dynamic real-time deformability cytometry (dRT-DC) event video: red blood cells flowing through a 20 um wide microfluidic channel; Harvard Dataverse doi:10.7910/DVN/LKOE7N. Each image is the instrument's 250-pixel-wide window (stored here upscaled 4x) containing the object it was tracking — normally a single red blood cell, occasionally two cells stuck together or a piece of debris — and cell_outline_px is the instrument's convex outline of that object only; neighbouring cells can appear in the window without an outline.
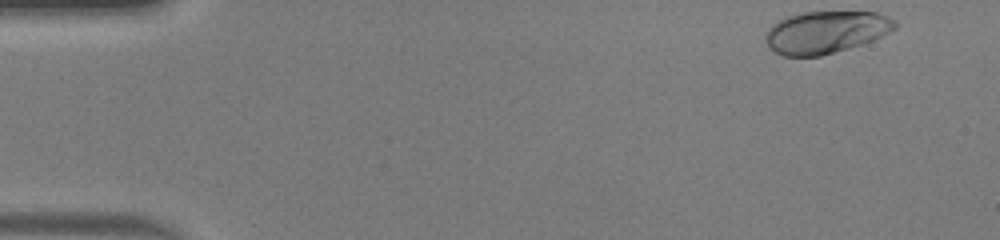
{"species": "human", "species_latin": "Homo sapiens", "temperature_condition": "warm", "stored_images_in_passage": 47, "camera_frame_rate_fps": 3000, "um_per_image_px": 0.085, "donor": {"sex": "male"}, "frame": {"image": 1, "passage_image": 1, "time_ms": 0.0, "image_size_px": [1000, 240], "cell_outline_px": [[896, 28], [872, 40], [848, 48], [820, 56], [784, 56], [776, 52], [768, 44], [768, 28], [772, 24], [788, 16], [804, 12], [876, 12], [888, 16], [896, 20]], "centroid_in_image_um": [70.23, 2.72], "position_along_channel_um": 14.8, "area_um2": 31.33}}
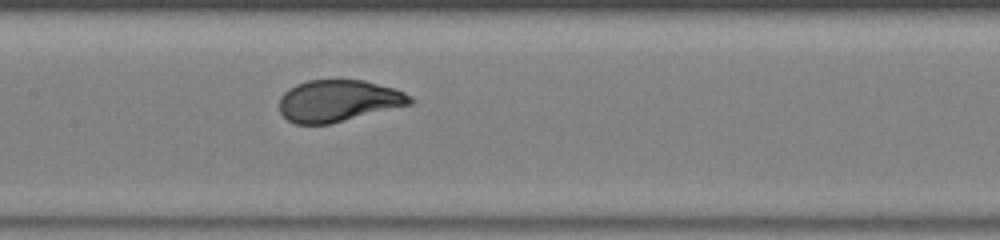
{"frame": {"image": 2, "passage_image": 22, "time_ms": 7.0, "image_size_px": [1000, 240], "cell_outline_px": [[416, 100], [412, 104], [328, 124], [296, 124], [288, 120], [280, 112], [280, 96], [288, 88], [296, 84], [308, 80], [364, 80], [396, 88], [412, 96]], "centroid_in_image_um": [28.78, 8.56], "position_along_channel_um": 178.6, "area_um2": 31.91}}
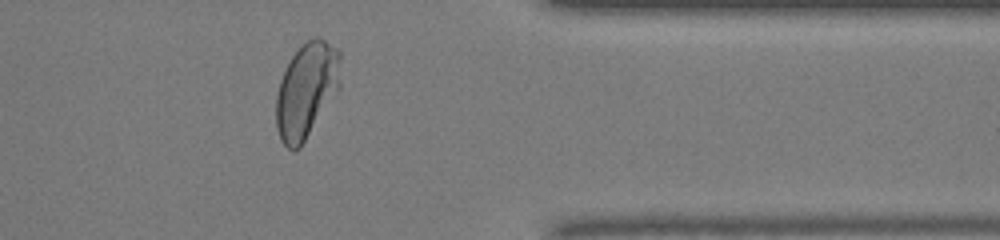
{"frame": {"image": 3, "passage_image": 38, "time_ms": 12.333, "image_size_px": [1000, 240], "cell_outline_px": [[340, 88], [300, 148], [288, 148], [280, 140], [276, 128], [276, 96], [280, 80], [292, 56], [308, 40], [316, 36], [324, 40], [336, 48], [340, 52]], "centroid_in_image_um": [26.06, 7.69], "position_along_channel_um": 385.3, "area_um2": 35.49}, "authors_computed_cell_mechanics": {"area_um2": 32.657, "velocity_mm_per_s": 4.1292, "shape_relaxation_time_tau1_ms": 2.5115, "shape_relaxation_time_tau2_ms": null, "deformation_change_tau1": 0.1791, "deformation_change_tau2": null}}